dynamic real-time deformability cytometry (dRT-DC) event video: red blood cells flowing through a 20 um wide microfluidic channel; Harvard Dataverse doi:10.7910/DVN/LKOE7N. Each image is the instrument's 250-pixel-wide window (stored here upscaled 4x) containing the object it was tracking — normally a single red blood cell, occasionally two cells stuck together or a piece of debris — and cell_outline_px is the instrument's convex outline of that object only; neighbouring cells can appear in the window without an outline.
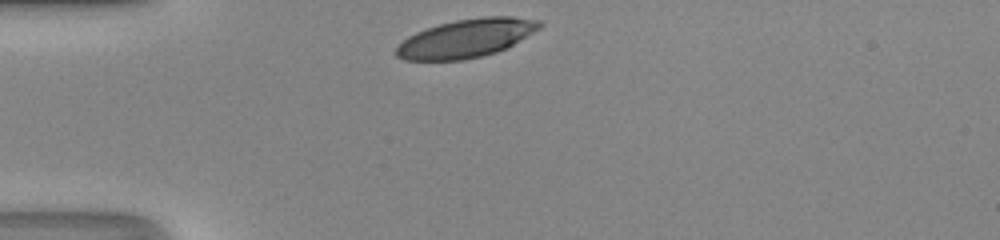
{"species": "human", "species_latin": "Homo sapiens", "temperature_condition": "room temperature", "stored_images_in_passage": 28, "camera_frame_rate_fps": 3000, "um_per_image_px": 0.085, "donor": {"sex": "male"}, "frame": {"image": 1, "passage_image": 1, "time_ms": 0.0, "image_size_px": [1000, 240], "cell_outline_px": [[544, 24], [540, 28], [512, 44], [496, 52], [464, 60], [404, 60], [396, 56], [392, 52], [408, 36], [416, 32], [440, 24], [456, 20], [484, 16], [512, 16], [540, 20]], "centroid_in_image_um": [39.61, 3.25], "position_along_channel_um": 45.4, "area_um2": 31.85}}
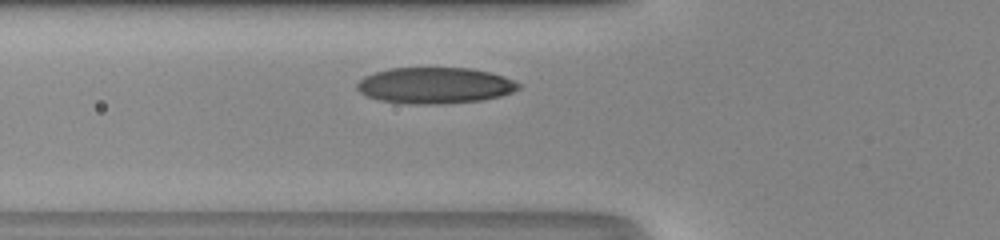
{"frame": {"image": 2, "passage_image": 6, "time_ms": 1.667, "image_size_px": [1000, 240], "cell_outline_px": [[520, 88], [512, 92], [500, 96], [480, 100], [444, 104], [404, 104], [380, 100], [368, 96], [360, 92], [356, 88], [356, 84], [364, 76], [372, 72], [388, 68], [472, 68], [504, 76], [520, 84]], "centroid_in_image_um": [36.93, 7.26], "position_along_channel_um": 88.9, "area_um2": 34.16}}
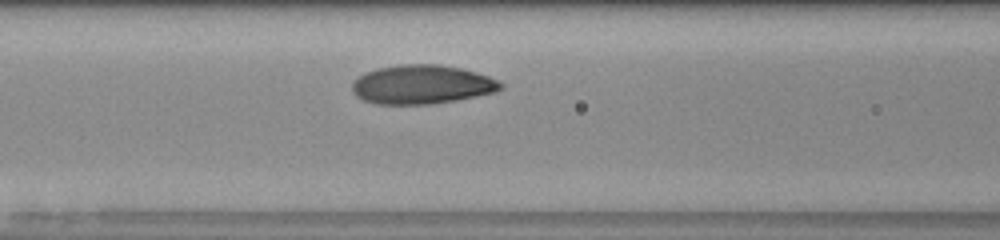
{"frame": {"image": 3, "passage_image": 9, "time_ms": 2.667, "image_size_px": [1000, 240], "cell_outline_px": [[504, 88], [496, 92], [456, 100], [432, 104], [376, 104], [364, 100], [356, 96], [352, 92], [352, 84], [360, 76], [376, 68], [400, 64], [440, 64], [460, 68], [476, 72], [500, 80], [504, 84]], "centroid_in_image_um": [35.9, 7.18], "position_along_channel_um": 130.7, "area_um2": 33.87}, "authors_computed_cell_mechanics": {"area_um2": 32.8882, "velocity_mm_per_s": 4.1609, "shape_relaxation_time_tau1_ms": 4.1579, "shape_relaxation_time_tau2_ms": null, "deformation_change_tau1": 0.1875, "deformation_change_tau2": null}}